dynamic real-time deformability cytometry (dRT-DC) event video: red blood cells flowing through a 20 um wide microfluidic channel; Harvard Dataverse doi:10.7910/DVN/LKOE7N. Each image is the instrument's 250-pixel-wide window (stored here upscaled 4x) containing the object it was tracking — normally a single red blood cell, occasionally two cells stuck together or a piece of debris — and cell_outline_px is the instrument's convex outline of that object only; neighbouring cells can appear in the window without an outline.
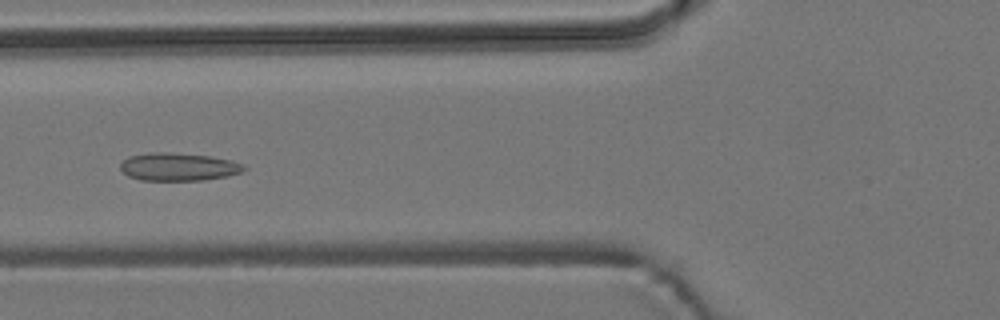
{"species": "common noctule bat (a hibernating species)", "species_latin": "Nyctalus noctula", "temperature_condition": "room temperature", "stored_images_in_passage": 54, "camera_frame_rate_fps": 3000, "um_per_image_px": 0.085, "animal": {"sex": "male", "body_mass_g": 19.2, "forearm_length_mm": 51.8}, "frame": {"image": 1, "passage_image": 20, "time_ms": 6.333, "image_size_px": [1000, 320], "cell_outline_px": [[248, 168], [240, 172], [228, 176], [204, 180], [140, 180], [128, 176], [120, 168], [120, 164], [128, 156], [148, 152], [168, 152], [208, 156], [232, 160], [244, 164]], "centroid_in_image_um": [15.17, 14.18], "position_along_channel_um": 110.6, "area_um2": 20.17}}
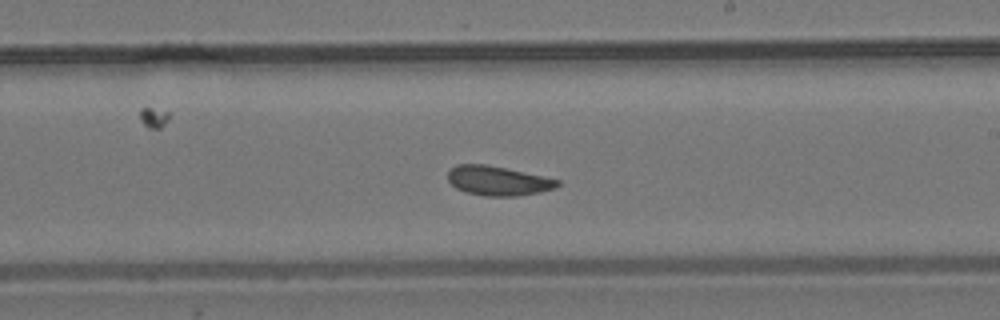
{"frame": {"image": 2, "passage_image": 31, "time_ms": 10.0, "image_size_px": [1000, 320], "cell_outline_px": [[560, 184], [556, 188], [540, 192], [516, 196], [484, 196], [464, 192], [456, 188], [448, 180], [448, 172], [456, 164], [484, 164], [544, 176], [560, 180]], "centroid_in_image_um": [42.33, 15.37], "position_along_channel_um": 246.7, "area_um2": 18.79}}
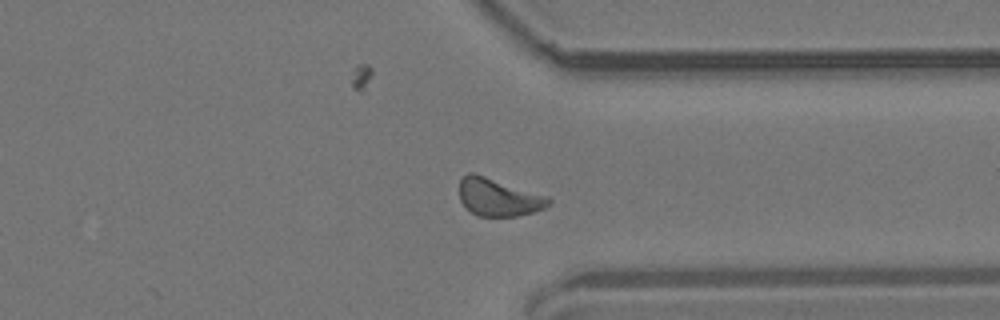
{"frame": {"image": 3, "passage_image": 41, "time_ms": 13.333, "image_size_px": [1000, 320], "cell_outline_px": [[552, 204], [544, 208], [532, 212], [516, 216], [476, 216], [464, 208], [460, 200], [460, 180], [468, 172], [472, 172], [548, 196], [552, 200]], "centroid_in_image_um": [42.36, 16.78], "position_along_channel_um": 369.0, "area_um2": 19.65}, "authors_computed_cell_mechanics": {"area_um2": 19.3341, "velocity_mm_per_s": 3.7115, "shape_relaxation_time_tau1_ms": null, "shape_relaxation_time_tau2_ms": 2.6109, "deformation_change_tau1": null, "deformation_change_tau2": 0.1}}